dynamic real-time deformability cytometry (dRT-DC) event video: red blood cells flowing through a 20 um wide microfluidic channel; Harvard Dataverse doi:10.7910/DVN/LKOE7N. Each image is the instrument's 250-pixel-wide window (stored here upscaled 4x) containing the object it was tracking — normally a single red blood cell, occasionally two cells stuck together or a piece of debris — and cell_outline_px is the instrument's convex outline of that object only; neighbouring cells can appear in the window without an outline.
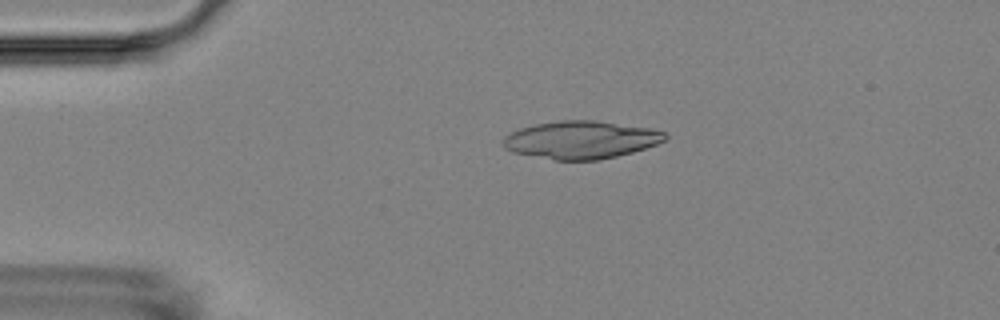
{"species": "Egyptian fruit bat (a non-hibernating species)", "species_latin": "Rousettus aegyptiacus", "temperature_condition": "room temperature", "stored_images_in_passage": 3, "camera_frame_rate_fps": 3000, "um_per_image_px": 0.085, "animal": {"sex": "female"}, "frame": {"image": 1, "passage_image": 2, "time_ms": 1.0, "image_size_px": [1000, 320], "cell_outline_px": [[668, 136], [664, 140], [656, 144], [632, 152], [600, 160], [552, 160], [512, 152], [504, 148], [500, 144], [500, 140], [504, 136], [520, 128], [536, 124], [560, 120], [592, 120], [652, 128], [664, 132]], "centroid_in_image_um": [49.33, 11.89], "position_along_channel_um": 35.7, "area_um2": 35.78}}